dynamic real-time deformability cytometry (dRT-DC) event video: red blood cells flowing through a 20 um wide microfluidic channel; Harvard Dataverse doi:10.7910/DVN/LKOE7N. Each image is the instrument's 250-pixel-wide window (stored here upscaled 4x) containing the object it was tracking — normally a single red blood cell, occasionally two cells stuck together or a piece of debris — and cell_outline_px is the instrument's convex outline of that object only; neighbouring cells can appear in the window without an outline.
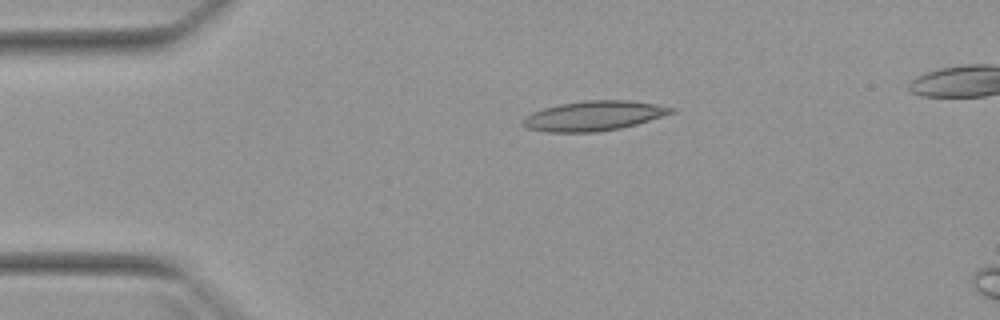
{"species": "Egyptian fruit bat (a non-hibernating species)", "species_latin": "Rousettus aegyptiacus", "temperature_condition": "warm", "stored_images_in_passage": 3, "camera_frame_rate_fps": 3000, "um_per_image_px": 0.085, "animal": {"sex": "female"}, "frame": {"image": 1, "passage_image": 1, "time_ms": 0.0, "image_size_px": [1000, 320], "cell_outline_px": [[676, 112], [636, 124], [620, 128], [596, 132], [548, 132], [528, 128], [524, 124], [524, 116], [532, 112], [544, 108], [560, 104], [588, 100], [628, 100], [656, 104], [676, 108]], "centroid_in_image_um": [50.5, 9.84], "position_along_channel_um": 34.5, "area_um2": 25.55}}